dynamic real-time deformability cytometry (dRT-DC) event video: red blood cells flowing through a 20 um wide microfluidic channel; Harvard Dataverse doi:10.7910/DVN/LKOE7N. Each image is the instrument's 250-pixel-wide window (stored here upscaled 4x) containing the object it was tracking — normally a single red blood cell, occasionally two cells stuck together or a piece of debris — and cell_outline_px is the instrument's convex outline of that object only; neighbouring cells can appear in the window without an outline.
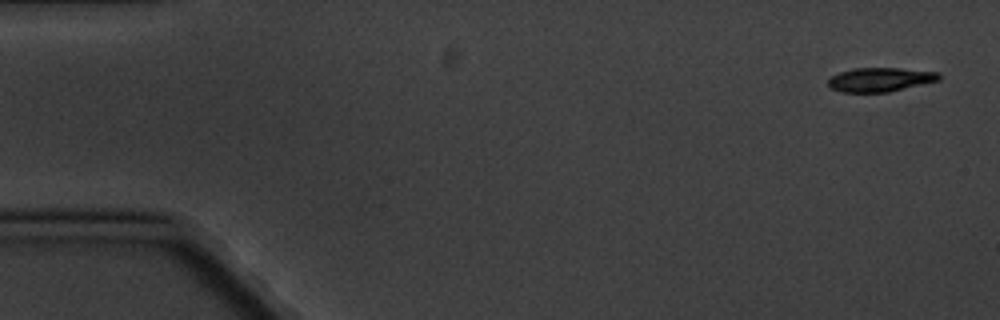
{"species": "common noctule bat (a hibernating species)", "species_latin": "Nyctalus noctula", "temperature_condition": "cold", "stored_images_in_passage": 5, "camera_frame_rate_fps": 3000, "um_per_image_px": 0.085, "animal": {"sex": "male", "body_mass_g": 20.1, "forearm_length_mm": 53.5}, "frame": {"image": 1, "passage_image": 1, "time_ms": 0.0, "image_size_px": [1000, 320], "cell_outline_px": [[940, 80], [888, 92], [840, 92], [828, 88], [828, 80], [832, 76], [840, 72], [852, 68], [900, 68], [940, 72]], "centroid_in_image_um": [74.79, 6.76], "position_along_channel_um": 10.2, "area_um2": 15.61}}
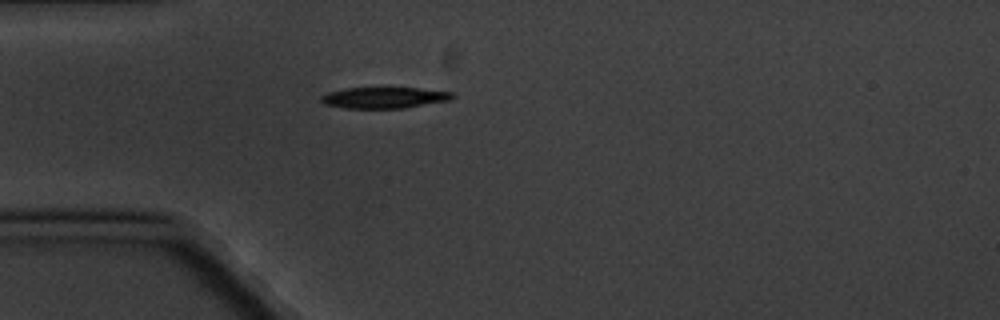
{"frame": {"image": 2, "passage_image": 5, "time_ms": 4.667, "image_size_px": [1000, 320], "cell_outline_px": [[456, 96], [452, 100], [404, 108], [344, 108], [324, 104], [320, 100], [320, 96], [328, 92], [344, 88], [416, 88], [452, 92]], "centroid_in_image_um": [32.66, 8.3], "position_along_channel_um": 52.3, "area_um2": 16.24}}